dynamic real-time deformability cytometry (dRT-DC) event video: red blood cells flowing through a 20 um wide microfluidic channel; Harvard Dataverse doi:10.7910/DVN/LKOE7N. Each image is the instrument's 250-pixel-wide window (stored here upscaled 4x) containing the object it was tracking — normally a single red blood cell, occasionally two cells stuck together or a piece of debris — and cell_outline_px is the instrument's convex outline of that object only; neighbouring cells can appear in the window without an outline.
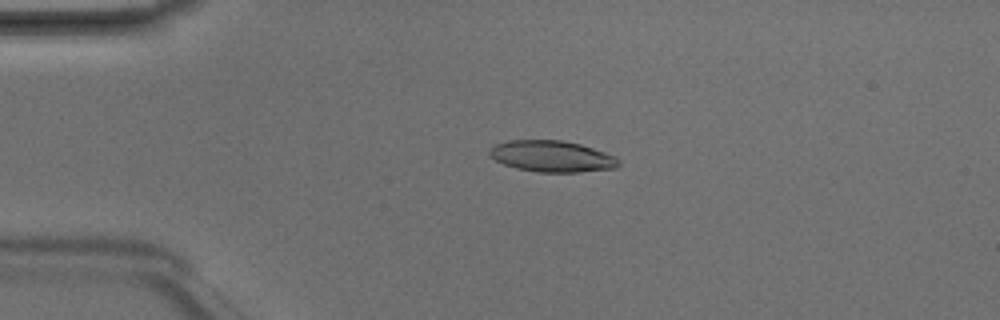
{"species": "Egyptian fruit bat (a non-hibernating species)", "species_latin": "Rousettus aegyptiacus", "temperature_condition": "room temperature", "stored_images_in_passage": 4, "camera_frame_rate_fps": 3000, "um_per_image_px": 0.085, "animal": {"sex": "male"}, "frame": {"image": 1, "passage_image": 3, "time_ms": 0.667, "image_size_px": [1000, 320], "cell_outline_px": [[620, 164], [616, 168], [580, 172], [536, 172], [516, 168], [504, 164], [488, 156], [488, 148], [496, 144], [508, 140], [560, 140], [580, 144], [616, 156], [620, 160]], "centroid_in_image_um": [46.89, 13.29], "position_along_channel_um": 38.1, "area_um2": 23.7}}
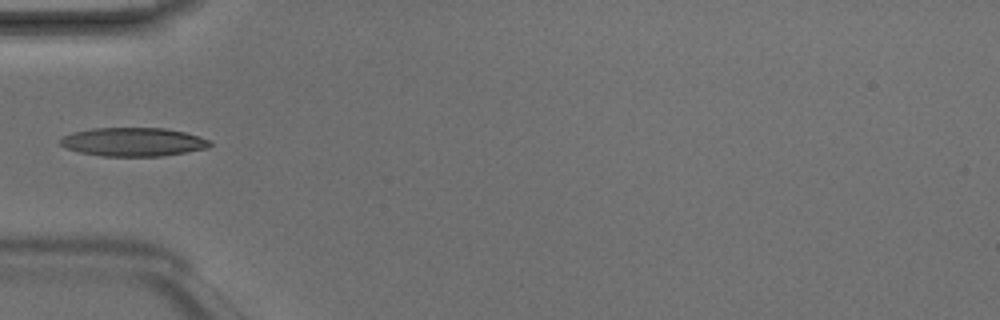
{"frame": {"image": 2, "passage_image": 4, "time_ms": 1.0, "image_size_px": [1000, 320], "cell_outline_px": [[212, 144], [208, 148], [160, 156], [100, 156], [80, 152], [68, 148], [60, 144], [60, 140], [64, 136], [72, 132], [92, 128], [164, 128], [184, 132], [200, 136], [212, 140]], "centroid_in_image_um": [11.35, 12.06], "position_along_channel_um": 73.6, "area_um2": 24.91}}